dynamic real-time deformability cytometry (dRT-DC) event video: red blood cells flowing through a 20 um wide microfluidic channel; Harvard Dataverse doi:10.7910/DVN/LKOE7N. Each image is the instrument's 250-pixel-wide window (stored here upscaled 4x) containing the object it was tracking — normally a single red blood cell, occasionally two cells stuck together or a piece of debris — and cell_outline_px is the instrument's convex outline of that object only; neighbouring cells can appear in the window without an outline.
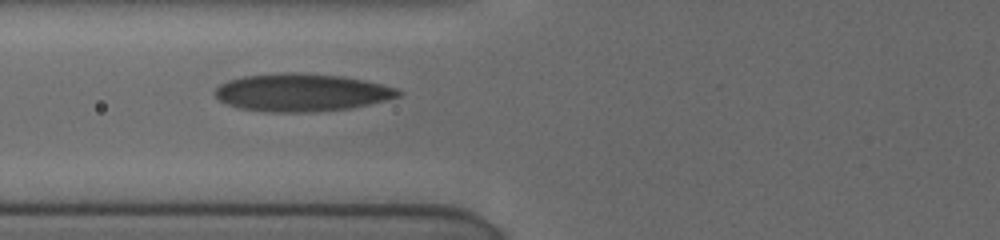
{"species": "human", "species_latin": "Homo sapiens", "temperature_condition": "cold", "stored_images_in_passage": 17, "camera_frame_rate_fps": 3000, "um_per_image_px": 0.085, "donor": {"sex": "female"}, "frame": {"image": 1, "passage_image": 8, "time_ms": 7.667, "image_size_px": [1000, 240], "cell_outline_px": [[404, 92], [400, 96], [368, 104], [348, 108], [308, 112], [272, 112], [240, 108], [228, 104], [220, 100], [212, 92], [220, 84], [228, 80], [244, 76], [284, 72], [296, 72], [340, 76], [364, 80], [396, 88]], "centroid_in_image_um": [25.61, 7.85], "position_along_channel_um": 100.2, "area_um2": 40.0}}
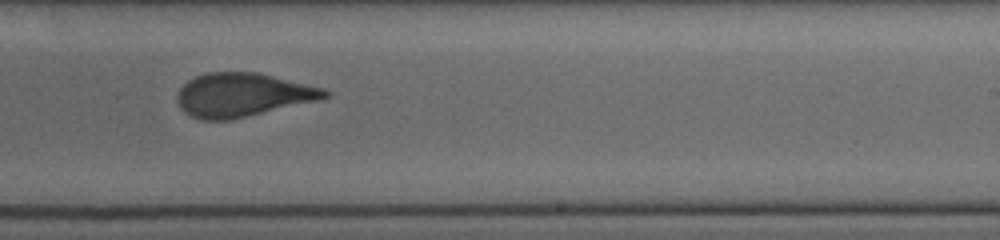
{"frame": {"image": 2, "passage_image": 12, "time_ms": 12.0, "image_size_px": [1000, 240], "cell_outline_px": [[332, 92], [328, 96], [316, 100], [232, 120], [200, 120], [184, 112], [180, 108], [176, 96], [180, 88], [188, 80], [196, 76], [208, 72], [256, 72], [324, 88]], "centroid_in_image_um": [20.58, 8.07], "position_along_channel_um": 268.4, "area_um2": 37.34}}
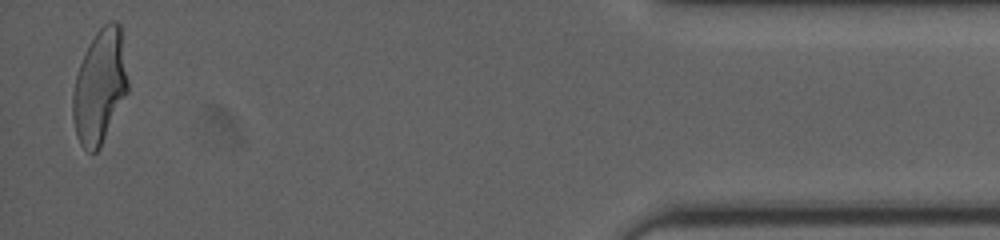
{"frame": {"image": 3, "passage_image": 17, "time_ms": 17.667, "image_size_px": [1000, 240], "cell_outline_px": [[128, 92], [100, 148], [96, 152], [88, 152], [80, 144], [76, 136], [72, 116], [72, 92], [76, 76], [84, 52], [88, 44], [96, 32], [108, 20], [116, 20], [120, 24], [128, 80]], "centroid_in_image_um": [8.47, 7.35], "position_along_channel_um": 426.7, "area_um2": 36.88}, "authors_computed_cell_mechanics": {"area_um2": 38.6104, "velocity_mm_per_s": 3.8648, "shape_relaxation_time_tau1_ms": 8.3104, "shape_relaxation_time_tau2_ms": 0.9707, "deformation_change_tau1": 0.234, "deformation_change_tau2": 0.0779}}